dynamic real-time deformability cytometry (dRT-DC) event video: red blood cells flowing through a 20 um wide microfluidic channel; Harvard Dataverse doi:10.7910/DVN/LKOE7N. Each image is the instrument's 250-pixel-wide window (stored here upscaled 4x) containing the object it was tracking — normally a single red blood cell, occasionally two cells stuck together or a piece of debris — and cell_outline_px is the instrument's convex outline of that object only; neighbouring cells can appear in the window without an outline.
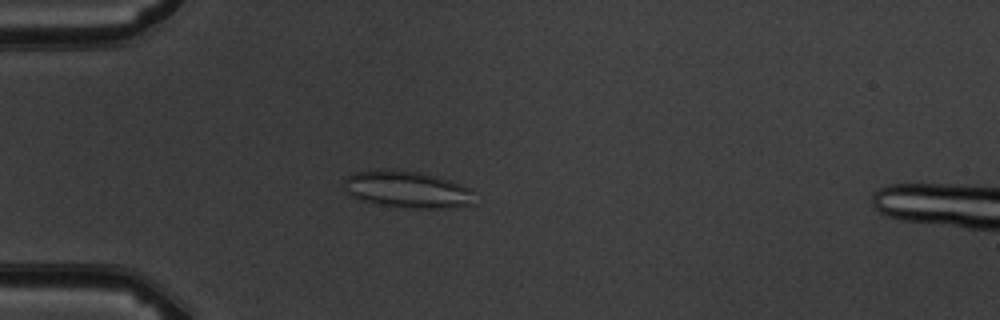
{"species": "common noctule bat (a hibernating species)", "species_latin": "Nyctalus noctula", "temperature_condition": "warm", "stored_images_in_passage": 5, "camera_frame_rate_fps": 3000, "um_per_image_px": 0.085, "animal": {"sex": "male", "body_mass_g": 19.5, "forearm_length_mm": 54.6}, "frame": {"image": 1, "passage_image": 4, "time_ms": 3.333, "image_size_px": [1000, 320], "cell_outline_px": [[476, 204], [452, 208], [412, 208], [384, 204], [364, 200], [352, 196], [340, 184], [348, 176], [356, 172], [384, 168], [416, 172], [436, 176], [452, 180], [472, 188]], "centroid_in_image_um": [34.68, 16.09], "position_along_channel_um": 50.3, "area_um2": 28.21}}